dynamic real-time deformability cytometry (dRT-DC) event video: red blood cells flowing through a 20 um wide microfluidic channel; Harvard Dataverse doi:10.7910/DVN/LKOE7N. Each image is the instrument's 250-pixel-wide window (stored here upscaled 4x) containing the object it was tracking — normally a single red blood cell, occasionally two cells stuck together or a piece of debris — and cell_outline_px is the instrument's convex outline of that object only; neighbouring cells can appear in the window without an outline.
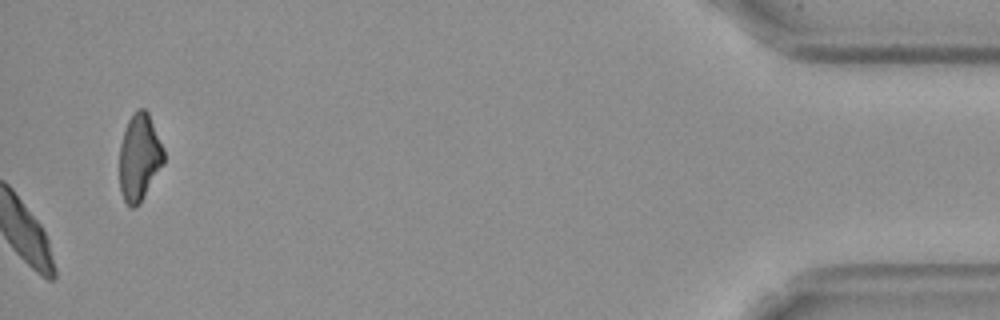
{"species": "Egyptian fruit bat (a non-hibernating species)", "species_latin": "Rousettus aegyptiacus", "temperature_condition": "cold", "stored_images_in_passage": 55, "camera_frame_rate_fps": 3000, "um_per_image_px": 0.085, "frame": {"image": 1, "passage_image": 55, "time_ms": 18.0, "image_size_px": [1000, 320], "cell_outline_px": [[164, 164], [140, 204], [136, 208], [132, 208], [124, 200], [120, 192], [120, 144], [128, 120], [140, 108], [144, 108], [148, 112], [164, 148]], "centroid_in_image_um": [11.86, 13.41], "position_along_channel_um": 423.3, "area_um2": 22.48}, "authors_computed_cell_mechanics": {"area_um2": 23.9292, "velocity_mm_per_s": 3.5371, "shape_relaxation_time_tau1_ms": 6.0015, "shape_relaxation_time_tau2_ms": 5.772, "deformation_change_tau1": 0.1429, "deformation_change_tau2": 0.1179}}